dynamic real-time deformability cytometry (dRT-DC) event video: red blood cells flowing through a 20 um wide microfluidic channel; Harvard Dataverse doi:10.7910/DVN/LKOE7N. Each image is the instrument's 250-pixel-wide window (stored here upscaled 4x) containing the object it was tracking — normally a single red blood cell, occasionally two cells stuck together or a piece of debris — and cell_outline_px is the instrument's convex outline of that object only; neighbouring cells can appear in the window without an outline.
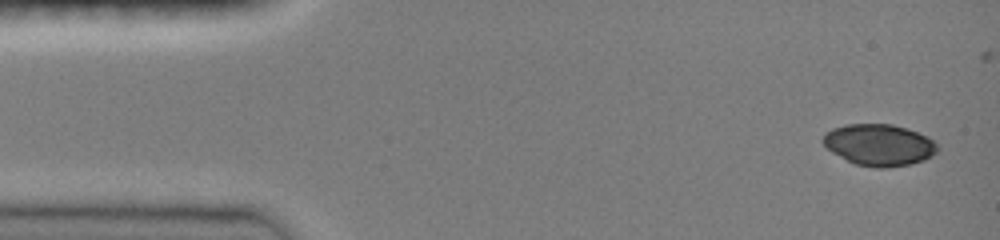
{"species": "common noctule bat (a hibernating species)", "species_latin": "Nyctalus noctula", "temperature_condition": "room temperature", "stored_images_in_passage": 5, "camera_frame_rate_fps": 3000, "um_per_image_px": 0.085, "animal": {"sex": "female", "body_mass_g": 19.0, "forearm_length_mm": 51.5}, "frame": {"image": 1, "passage_image": 1, "time_ms": 0.0, "image_size_px": [1000, 240], "cell_outline_px": [[940, 148], [932, 156], [924, 160], [912, 164], [880, 168], [876, 168], [856, 164], [832, 152], [820, 140], [824, 132], [832, 128], [844, 124], [892, 124], [928, 136]], "centroid_in_image_um": [74.71, 12.31], "position_along_channel_um": 10.3, "area_um2": 27.74}}
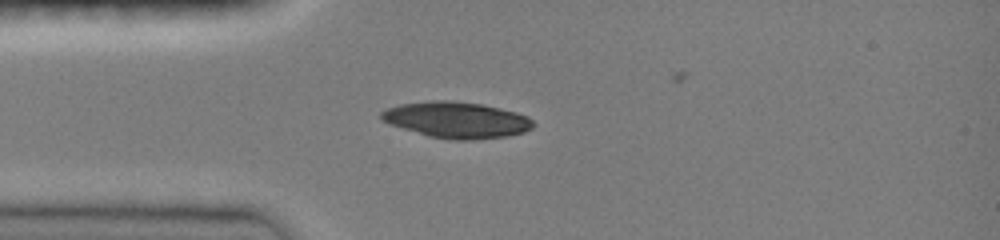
{"frame": {"image": 2, "passage_image": 4, "time_ms": 3.333, "image_size_px": [1000, 240], "cell_outline_px": [[536, 124], [532, 128], [524, 132], [508, 136], [472, 140], [452, 140], [428, 136], [388, 124], [380, 120], [380, 112], [388, 108], [400, 104], [432, 100], [452, 100], [480, 104], [500, 108], [516, 112], [528, 116]], "centroid_in_image_um": [38.8, 10.19], "position_along_channel_um": 46.2, "area_um2": 32.25}}